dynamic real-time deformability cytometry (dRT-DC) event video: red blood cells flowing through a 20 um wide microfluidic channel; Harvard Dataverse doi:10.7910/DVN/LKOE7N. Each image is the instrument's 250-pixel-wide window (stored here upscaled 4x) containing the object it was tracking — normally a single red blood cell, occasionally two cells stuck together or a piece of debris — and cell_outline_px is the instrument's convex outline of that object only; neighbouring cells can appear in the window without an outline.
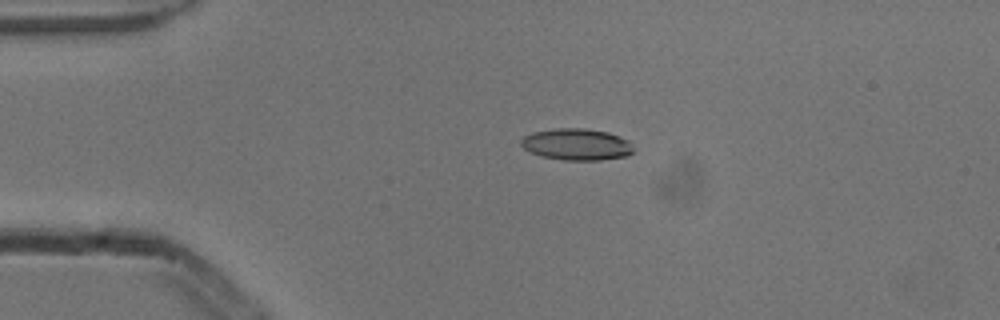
{"species": "common noctule bat (a hibernating species)", "species_latin": "Nyctalus noctula", "temperature_condition": "cold", "stored_images_in_passage": 2, "camera_frame_rate_fps": 3000, "um_per_image_px": 0.085, "animal": {"sex": "male", "body_mass_g": 13.3}, "frame": {"image": 1, "passage_image": 1, "time_ms": 0.0, "image_size_px": [1000, 320], "cell_outline_px": [[636, 148], [628, 156], [600, 160], [564, 160], [544, 156], [532, 152], [524, 148], [520, 144], [520, 140], [524, 136], [532, 132], [556, 128], [584, 128], [608, 132], [620, 136], [628, 140]], "centroid_in_image_um": [49.06, 12.26], "position_along_channel_um": 35.9, "area_um2": 20.81}}